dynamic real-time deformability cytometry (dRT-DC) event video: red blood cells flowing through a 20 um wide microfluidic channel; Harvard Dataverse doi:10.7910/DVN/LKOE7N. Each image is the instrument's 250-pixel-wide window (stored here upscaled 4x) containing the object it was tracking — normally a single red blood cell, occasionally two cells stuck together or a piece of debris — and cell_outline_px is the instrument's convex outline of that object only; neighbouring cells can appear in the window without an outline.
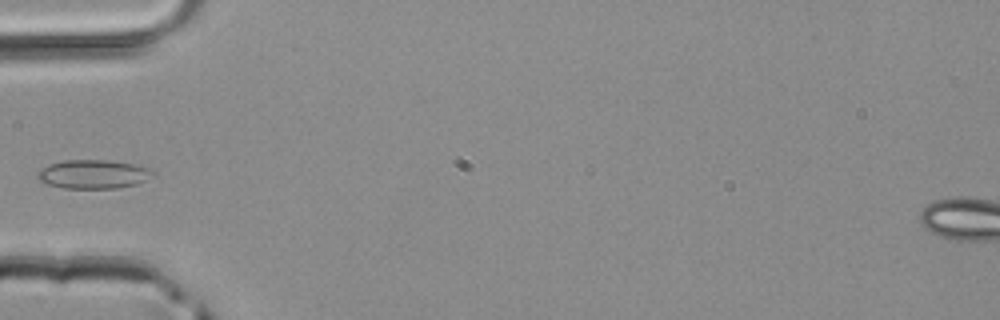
{"species": "common noctule bat (a hibernating species)", "species_latin": "Nyctalus noctula", "temperature_condition": "room temperature", "stored_images_in_passage": 4, "camera_frame_rate_fps": 3000, "um_per_image_px": 0.085, "animal": {"sex": "male", "body_mass_g": 20.4}, "frame": {"image": 1, "passage_image": 4, "time_ms": 1.0, "image_size_px": [1000, 320], "cell_outline_px": [[156, 172], [152, 176], [136, 184], [116, 188], [64, 188], [48, 184], [40, 180], [36, 176], [48, 164], [64, 160], [108, 160], [136, 164], [148, 168]], "centroid_in_image_um": [7.96, 14.8], "position_along_channel_um": 77.0, "area_um2": 19.19}}